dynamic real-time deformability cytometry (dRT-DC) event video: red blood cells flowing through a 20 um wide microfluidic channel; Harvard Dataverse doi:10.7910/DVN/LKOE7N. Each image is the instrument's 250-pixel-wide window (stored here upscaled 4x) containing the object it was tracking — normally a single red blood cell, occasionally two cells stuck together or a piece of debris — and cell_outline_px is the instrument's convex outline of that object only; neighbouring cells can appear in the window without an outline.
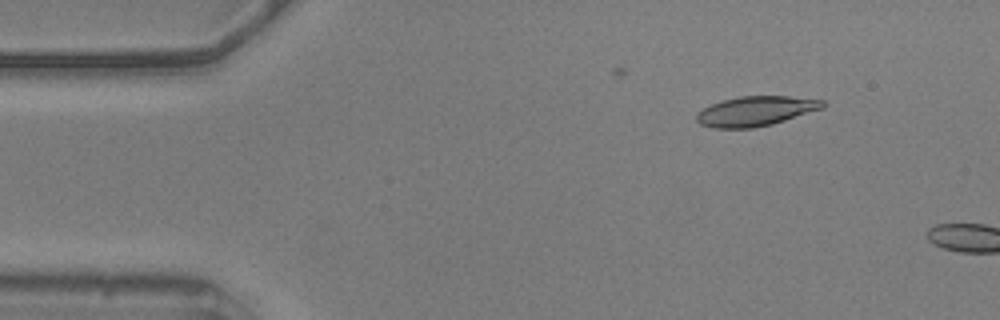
{"species": "common noctule bat (a hibernating species)", "species_latin": "Nyctalus noctula", "temperature_condition": "warm", "stored_images_in_passage": 8, "camera_frame_rate_fps": 3000, "um_per_image_px": 0.085, "animal": {"sex": "male", "body_mass_g": 20.5, "forearm_length_mm": 52.5}, "frame": {"image": 1, "passage_image": 5, "time_ms": 1.333, "image_size_px": [1000, 320], "cell_outline_px": [[824, 108], [772, 124], [752, 128], [716, 128], [700, 124], [696, 120], [696, 112], [712, 104], [724, 100], [740, 96], [788, 96], [824, 100]], "centroid_in_image_um": [64.23, 9.44], "position_along_channel_um": 20.8, "area_um2": 21.73}}